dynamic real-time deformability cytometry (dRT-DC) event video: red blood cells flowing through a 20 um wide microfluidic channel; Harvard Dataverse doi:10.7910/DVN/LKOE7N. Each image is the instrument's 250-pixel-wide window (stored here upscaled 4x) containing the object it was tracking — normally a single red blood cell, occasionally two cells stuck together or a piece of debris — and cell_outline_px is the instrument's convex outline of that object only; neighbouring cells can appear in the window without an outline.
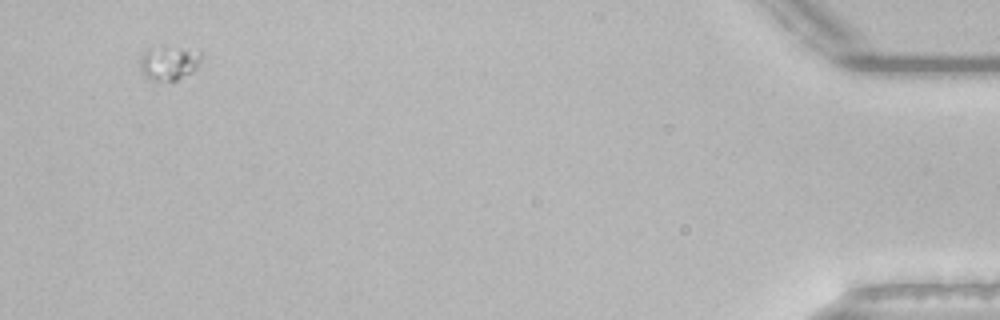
{"species": "common noctule bat (a hibernating species)", "species_latin": "Nyctalus noctula", "temperature_condition": "room temperature", "stored_images_in_passage": 42, "camera_frame_rate_fps": 3000, "um_per_image_px": 0.085, "animal": {"sex": "male", "body_mass_g": 21.5, "forearm_length_mm": 52.0}, "frame": {"image": 1, "passage_image": 40, "time_ms": 13.0, "image_size_px": [1000, 320], "cell_outline_px": [[200, 60], [196, 68], [192, 72], [176, 80], [152, 80], [144, 76], [140, 68], [140, 60], [144, 52], [200, 52]], "centroid_in_image_um": [14.33, 5.51], "position_along_channel_um": 420.9, "area_um2": 10.46}}